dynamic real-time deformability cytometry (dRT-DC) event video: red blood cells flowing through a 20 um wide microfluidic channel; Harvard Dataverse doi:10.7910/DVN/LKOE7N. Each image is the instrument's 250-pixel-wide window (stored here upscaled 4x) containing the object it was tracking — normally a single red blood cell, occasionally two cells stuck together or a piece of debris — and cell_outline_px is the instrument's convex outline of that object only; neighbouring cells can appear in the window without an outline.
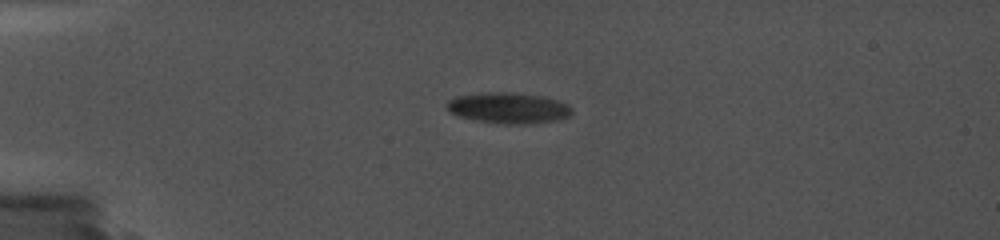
{"species": "common noctule bat (a hibernating species)", "species_latin": "Nyctalus noctula", "temperature_condition": "cold", "stored_images_in_passage": 11, "camera_frame_rate_fps": 5000, "um_per_image_px": 0.085, "animal": {"sex": "female", "body_mass_g": 19.0, "forearm_length_mm": 56.7}, "frame": {"image": 1, "passage_image": 4, "time_ms": 3.6, "image_size_px": [1000, 240], "cell_outline_px": [[572, 112], [568, 116], [556, 120], [528, 124], [504, 124], [476, 120], [456, 116], [444, 104], [448, 100], [456, 96], [484, 92], [512, 92], [544, 96], [568, 104], [572, 108]], "centroid_in_image_um": [43.2, 9.17], "position_along_channel_um": 41.8, "area_um2": 22.6}}
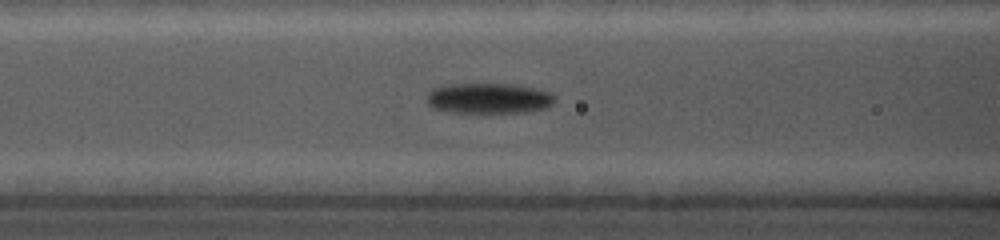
{"frame": {"image": 2, "passage_image": 8, "time_ms": 7.0, "image_size_px": [1000, 240], "cell_outline_px": [[552, 104], [548, 108], [528, 112], [452, 112], [432, 108], [428, 104], [428, 92], [432, 88], [448, 84], [508, 84], [536, 88], [552, 92]], "centroid_in_image_um": [41.54, 8.35], "position_along_channel_um": 125.1, "area_um2": 22.66}}